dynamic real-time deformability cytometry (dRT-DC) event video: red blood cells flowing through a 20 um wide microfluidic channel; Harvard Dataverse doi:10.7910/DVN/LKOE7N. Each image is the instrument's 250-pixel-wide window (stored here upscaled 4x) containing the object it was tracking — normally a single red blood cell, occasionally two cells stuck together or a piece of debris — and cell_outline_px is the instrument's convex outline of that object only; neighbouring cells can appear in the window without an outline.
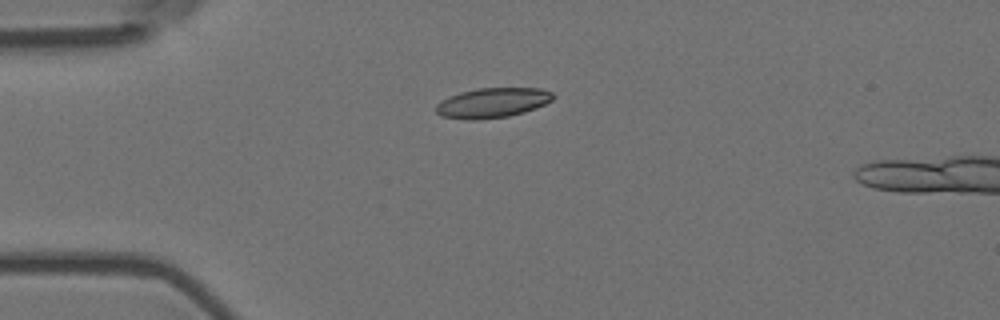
{"species": "Egyptian fruit bat (a non-hibernating species)", "species_latin": "Rousettus aegyptiacus", "temperature_condition": "room temperature", "stored_images_in_passage": 5, "camera_frame_rate_fps": 3000, "um_per_image_px": 0.085, "animal": {"sex": "female"}, "frame": {"image": 1, "passage_image": 4, "time_ms": 1.0, "image_size_px": [1000, 320], "cell_outline_px": [[556, 96], [552, 100], [536, 108], [524, 112], [508, 116], [476, 120], [468, 120], [440, 116], [436, 112], [436, 104], [440, 100], [460, 92], [476, 88], [540, 88], [552, 92]], "centroid_in_image_um": [41.84, 8.73], "position_along_channel_um": 43.2, "area_um2": 20.52}}